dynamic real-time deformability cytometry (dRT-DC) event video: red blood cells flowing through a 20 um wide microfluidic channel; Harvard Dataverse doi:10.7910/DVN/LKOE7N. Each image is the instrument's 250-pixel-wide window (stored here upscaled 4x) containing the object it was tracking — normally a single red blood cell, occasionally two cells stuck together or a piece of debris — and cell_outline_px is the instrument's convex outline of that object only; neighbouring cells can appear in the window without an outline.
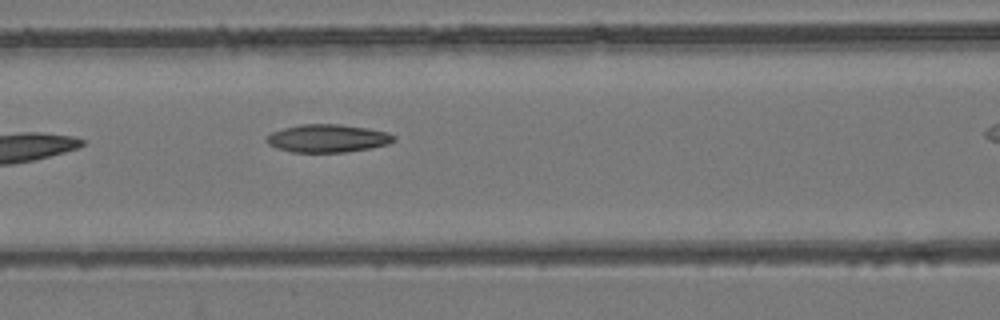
{"species": "common noctule bat (a hibernating species)", "species_latin": "Nyctalus noctula", "temperature_condition": "room temperature", "stored_images_in_passage": 7, "segment_of_instrument_passage": [1, 2], "camera_frame_rate_fps": 3000, "um_per_image_px": 0.085, "animal": {"sex": "female", "body_mass_g": 24.6, "forearm_length_mm": 56.2}, "frame": {"image": 1, "passage_image": 6, "time_ms": 1.667, "image_size_px": [1000, 320], "cell_outline_px": [[396, 140], [388, 144], [372, 148], [344, 152], [292, 152], [276, 148], [268, 144], [264, 140], [264, 136], [272, 132], [284, 128], [300, 124], [340, 124], [368, 128], [388, 132], [396, 136]], "centroid_in_image_um": [27.84, 11.76], "position_along_channel_um": 138.8, "area_um2": 20.98}}